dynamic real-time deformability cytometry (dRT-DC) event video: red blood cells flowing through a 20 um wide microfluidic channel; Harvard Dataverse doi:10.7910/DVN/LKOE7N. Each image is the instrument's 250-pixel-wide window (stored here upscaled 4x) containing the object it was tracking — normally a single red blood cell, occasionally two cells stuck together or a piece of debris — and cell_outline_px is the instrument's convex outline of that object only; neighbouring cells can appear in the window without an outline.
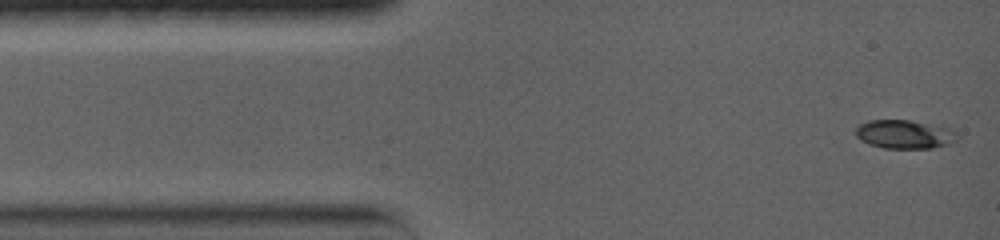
{"species": "common noctule bat (a hibernating species)", "species_latin": "Nyctalus noctula", "temperature_condition": "warm", "stored_images_in_passage": 40, "camera_frame_rate_fps": 5000, "um_per_image_px": 0.085, "animal": {"sex": "female", "body_mass_g": 19.0, "forearm_length_mm": 56.7}, "frame": {"image": 1, "passage_image": 1, "time_ms": 0.0, "image_size_px": [1000, 240], "cell_outline_px": [[960, 136], [956, 140], [948, 144], [932, 148], [884, 148], [860, 140], [856, 136], [856, 128], [860, 124], [868, 120], [912, 120], [952, 128]], "centroid_in_image_um": [76.93, 11.4], "position_along_channel_um": 8.1, "area_um2": 17.05}}
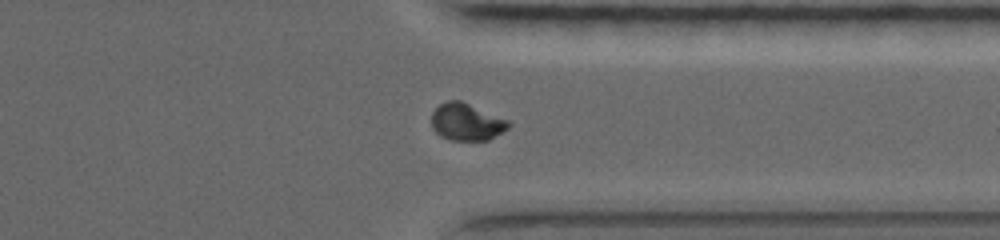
{"frame": {"image": 2, "passage_image": 28, "time_ms": 11.6, "image_size_px": [1000, 240], "cell_outline_px": [[512, 124], [508, 128], [488, 140], [452, 140], [440, 136], [432, 128], [432, 112], [440, 104], [448, 100], [460, 100], [508, 120]], "centroid_in_image_um": [39.65, 10.36], "position_along_channel_um": 371.8, "area_um2": 16.53}}
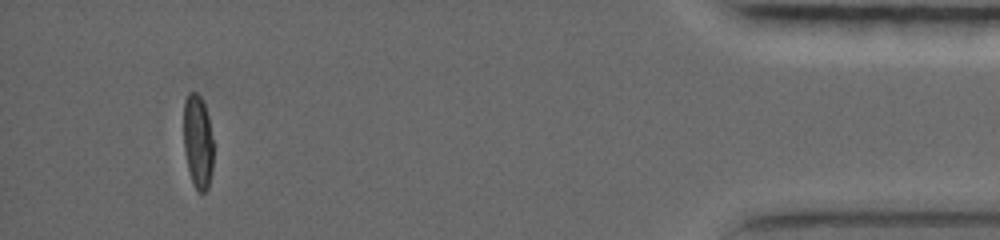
{"frame": {"image": 3, "passage_image": 36, "time_ms": 15.0, "image_size_px": [1000, 240], "cell_outline_px": [[212, 172], [208, 188], [204, 192], [196, 192], [188, 168], [184, 152], [184, 100], [188, 92], [196, 92], [200, 96], [204, 104], [208, 116], [212, 140]], "centroid_in_image_um": [16.8, 12.04], "position_along_channel_um": 418.4, "area_um2": 16.24}, "authors_computed_cell_mechanics": {"area_um2": 16.8776, "velocity_mm_per_s": 3.7475, "shape_relaxation_time_tau1_ms": 4.8044, "shape_relaxation_time_tau2_ms": 1.4804, "deformation_change_tau1": 0.1962, "deformation_change_tau2": 0.0324}}